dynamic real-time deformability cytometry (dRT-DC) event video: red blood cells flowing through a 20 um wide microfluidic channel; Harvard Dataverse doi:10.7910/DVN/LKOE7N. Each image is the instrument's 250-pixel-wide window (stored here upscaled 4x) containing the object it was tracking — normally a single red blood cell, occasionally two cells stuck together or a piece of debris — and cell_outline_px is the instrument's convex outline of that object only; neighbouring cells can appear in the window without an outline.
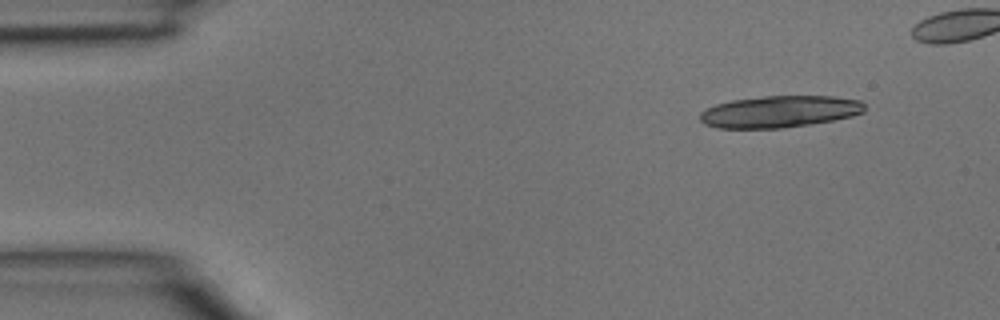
{"species": "common noctule bat (a hibernating species)", "species_latin": "Nyctalus noctula", "temperature_condition": "room temperature", "stored_images_in_passage": 5, "camera_frame_rate_fps": 3000, "um_per_image_px": 0.085, "animal": {"sex": "male", "body_mass_g": 15.6}, "frame": {"image": 1, "passage_image": 1, "time_ms": 0.0, "image_size_px": [1000, 320], "cell_outline_px": [[864, 112], [852, 116], [832, 120], [808, 124], [780, 128], [716, 128], [704, 124], [700, 120], [700, 112], [716, 104], [732, 100], [764, 96], [836, 96], [860, 100], [864, 104]], "centroid_in_image_um": [66.26, 9.48], "position_along_channel_um": 18.7, "area_um2": 30.4}}